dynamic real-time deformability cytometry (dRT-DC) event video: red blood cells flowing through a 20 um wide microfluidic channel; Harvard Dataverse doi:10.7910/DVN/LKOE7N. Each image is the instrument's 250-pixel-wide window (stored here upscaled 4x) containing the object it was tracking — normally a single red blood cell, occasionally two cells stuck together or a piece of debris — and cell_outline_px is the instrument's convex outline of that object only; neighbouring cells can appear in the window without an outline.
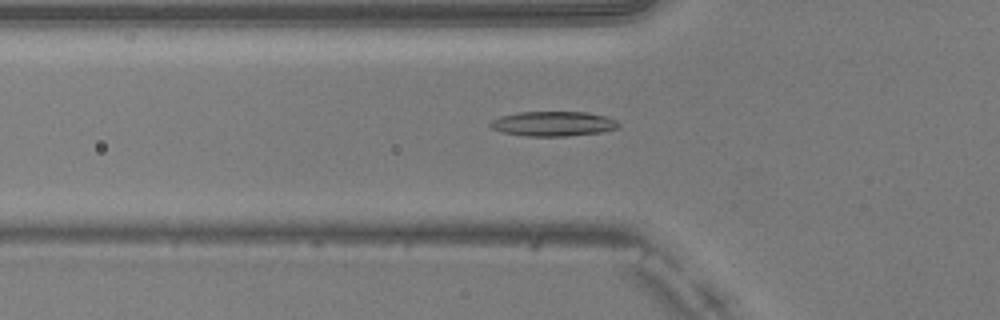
{"species": "common noctule bat (a hibernating species)", "species_latin": "Nyctalus noctula", "temperature_condition": "warm", "stored_images_in_passage": 35, "camera_frame_rate_fps": 3000, "um_per_image_px": 0.085, "animal": {"sex": "male", "body_mass_g": 20.5, "forearm_length_mm": 52.5}, "frame": {"image": 1, "passage_image": 8, "time_ms": 2.333, "image_size_px": [1000, 320], "cell_outline_px": [[620, 128], [600, 132], [568, 136], [524, 136], [504, 132], [492, 128], [488, 124], [492, 120], [500, 116], [520, 112], [584, 112], [604, 116], [616, 120], [620, 124]], "centroid_in_image_um": [47.03, 10.52], "position_along_channel_um": 78.8, "area_um2": 18.44}}
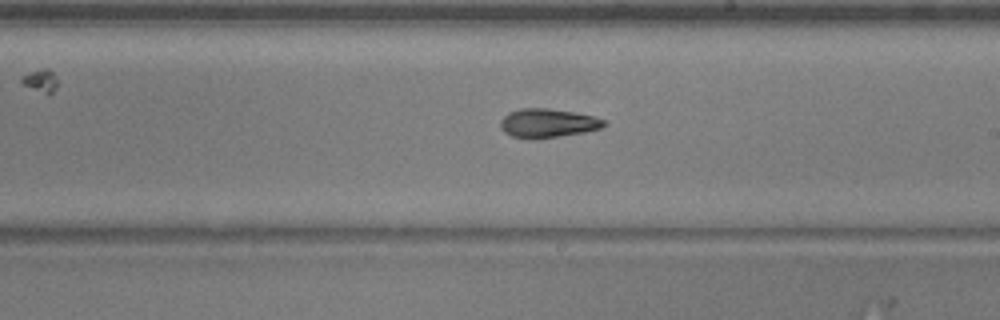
{"frame": {"image": 2, "passage_image": 20, "time_ms": 6.333, "image_size_px": [1000, 320], "cell_outline_px": [[608, 124], [604, 128], [584, 132], [532, 140], [512, 136], [504, 132], [500, 128], [500, 120], [508, 112], [520, 108], [548, 108], [596, 116], [604, 120]], "centroid_in_image_um": [46.56, 10.47], "position_along_channel_um": 242.4, "area_um2": 17.69}}
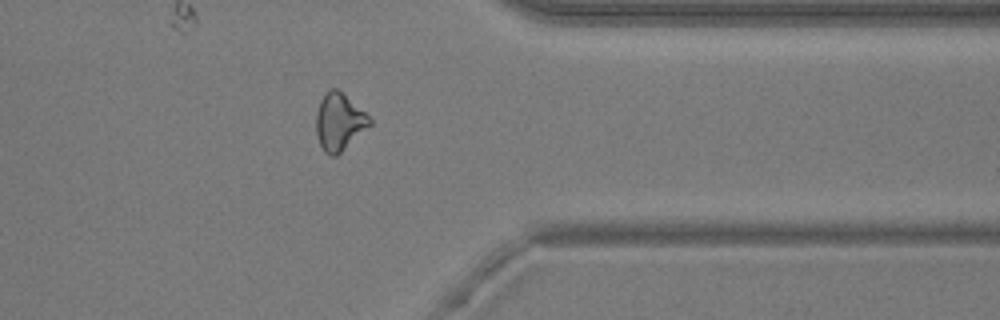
{"frame": {"image": 3, "passage_image": 31, "time_ms": 10.0, "image_size_px": [1000, 320], "cell_outline_px": [[372, 124], [336, 156], [332, 156], [324, 152], [320, 144], [316, 132], [316, 112], [320, 100], [332, 88], [336, 88], [364, 112], [372, 120]], "centroid_in_image_um": [28.82, 10.39], "position_along_channel_um": 382.6, "area_um2": 17.4}, "authors_computed_cell_mechanics": {"area_um2": 17.5134, "velocity_mm_per_s": 4.065, "shape_relaxation_time_tau1_ms": 8.4907, "shape_relaxation_time_tau2_ms": 4.7498, "deformation_change_tau1": 0.2551, "deformation_change_tau2": 0.135}}